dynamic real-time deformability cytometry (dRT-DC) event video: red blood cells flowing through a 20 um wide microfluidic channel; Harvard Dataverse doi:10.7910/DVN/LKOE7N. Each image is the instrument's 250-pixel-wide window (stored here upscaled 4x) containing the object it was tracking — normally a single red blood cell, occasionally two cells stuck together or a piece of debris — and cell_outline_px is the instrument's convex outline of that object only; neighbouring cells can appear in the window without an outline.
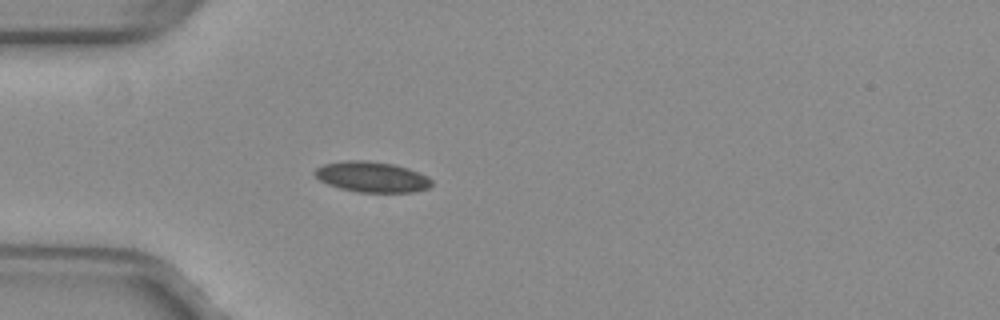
{"species": "common noctule bat (a hibernating species)", "species_latin": "Nyctalus noctula", "temperature_condition": "warm", "stored_images_in_passage": 34, "camera_frame_rate_fps": 3000, "um_per_image_px": 0.085, "animal": {"sex": "female", "body_mass_g": 29.2, "forearm_length_mm": 56.3}, "frame": {"image": 1, "passage_image": 1, "time_ms": 0.0, "image_size_px": [1000, 320], "cell_outline_px": [[432, 184], [428, 188], [412, 192], [356, 192], [340, 188], [328, 184], [320, 180], [312, 172], [316, 168], [324, 164], [344, 160], [368, 160], [396, 164], [408, 168], [428, 176], [432, 180]], "centroid_in_image_um": [31.61, 15.02], "position_along_channel_um": 53.4, "area_um2": 20.98}}
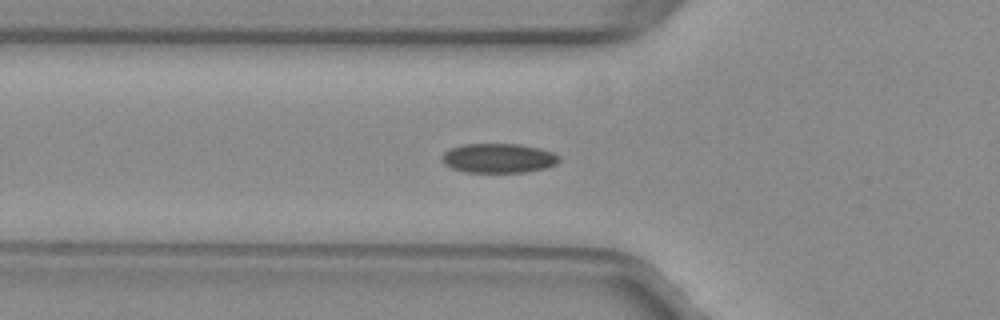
{"frame": {"image": 2, "passage_image": 4, "time_ms": 1.0, "image_size_px": [1000, 320], "cell_outline_px": [[560, 160], [556, 164], [544, 168], [528, 172], [464, 172], [452, 168], [444, 164], [440, 160], [440, 156], [444, 152], [452, 148], [464, 144], [520, 144], [540, 148], [552, 152], [560, 156]], "centroid_in_image_um": [42.36, 13.44], "position_along_channel_um": 83.4, "area_um2": 20.23}}
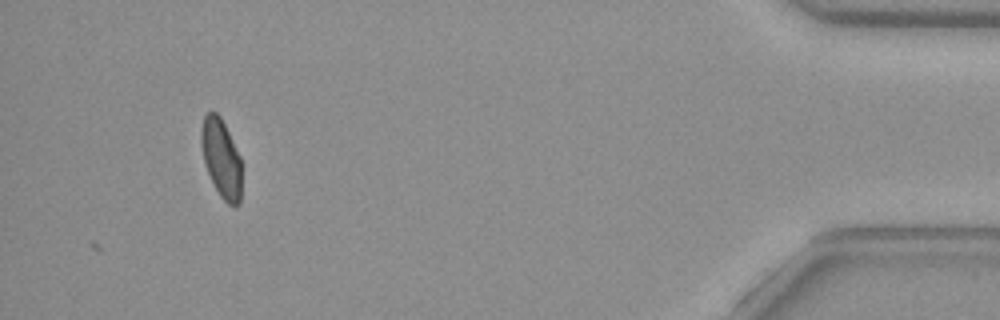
{"frame": {"image": 3, "passage_image": 34, "time_ms": 11.0, "image_size_px": [1000, 320], "cell_outline_px": [[240, 204], [228, 204], [220, 196], [204, 164], [200, 140], [200, 128], [204, 116], [208, 112], [216, 112], [220, 116], [240, 156]], "centroid_in_image_um": [18.77, 13.41], "position_along_channel_um": 416.4, "area_um2": 18.21}, "authors_computed_cell_mechanics": {"area_um2": 19.8543, "velocity_mm_per_s": 4.0175, "shape_relaxation_time_tau1_ms": 8.7466, "shape_relaxation_time_tau2_ms": 1.7258, "deformation_change_tau1": 0.1522, "deformation_change_tau2": 0.0645}}